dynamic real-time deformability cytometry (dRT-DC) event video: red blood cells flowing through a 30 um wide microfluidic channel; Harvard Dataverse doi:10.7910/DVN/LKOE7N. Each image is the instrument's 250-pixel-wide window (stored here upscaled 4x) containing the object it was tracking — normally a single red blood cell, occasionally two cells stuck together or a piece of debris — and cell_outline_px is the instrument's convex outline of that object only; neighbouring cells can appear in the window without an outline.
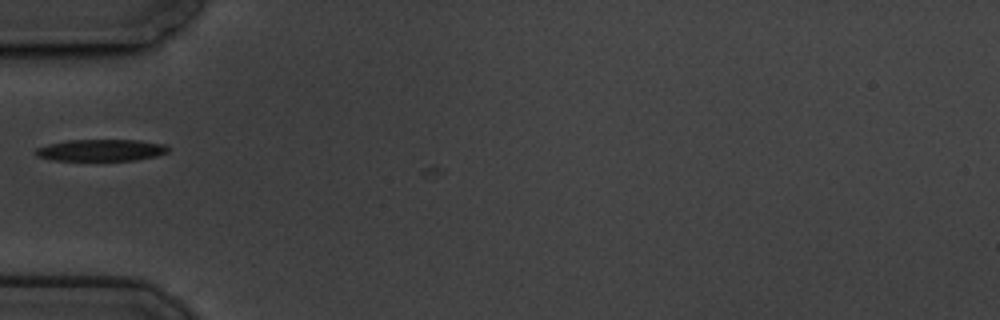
{"species": "common noctule bat (a hibernating species)", "species_latin": "Nyctalus noctula", "temperature_condition": "cold", "stored_images_in_passage": 2, "camera_frame_rate_fps": 3000, "um_per_image_px": 0.085, "animal": {"sex": "male", "body_mass_g": 19.5, "forearm_length_mm": 54.6}, "frame": {"image": 1, "passage_image": 1, "time_ms": 0.0, "image_size_px": [1000, 320], "cell_outline_px": [[168, 152], [156, 156], [136, 160], [52, 160], [36, 156], [32, 152], [36, 148], [48, 144], [68, 140], [140, 140], [164, 144], [168, 148]], "centroid_in_image_um": [8.55, 12.76], "position_along_channel_um": 76.4, "area_um2": 16.82}}